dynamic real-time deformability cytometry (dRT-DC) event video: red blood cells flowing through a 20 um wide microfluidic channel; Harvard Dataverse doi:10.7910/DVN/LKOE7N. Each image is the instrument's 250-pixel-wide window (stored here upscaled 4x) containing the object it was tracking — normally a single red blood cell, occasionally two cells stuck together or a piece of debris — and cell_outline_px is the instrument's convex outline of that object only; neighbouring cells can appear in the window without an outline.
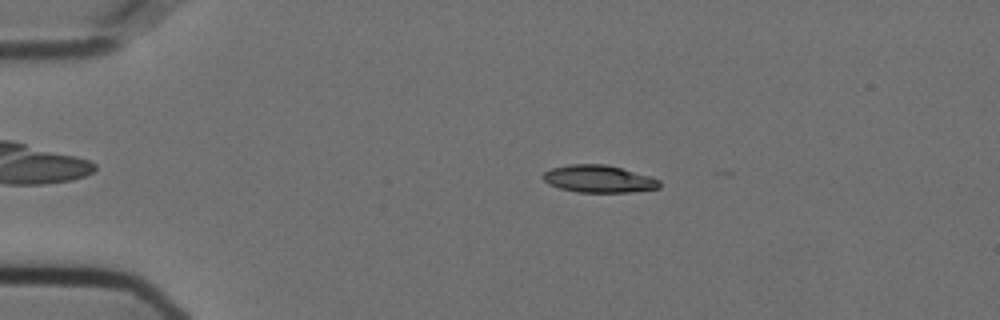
{"species": "Egyptian fruit bat (a non-hibernating species)", "species_latin": "Rousettus aegyptiacus", "temperature_condition": "cold", "stored_images_in_passage": 49, "camera_frame_rate_fps": 3000, "um_per_image_px": 0.085, "animal": {"sex": "female"}, "frame": {"image": 1, "passage_image": 11, "time_ms": 3.333, "image_size_px": [1000, 320], "cell_outline_px": [[660, 188], [628, 192], [576, 192], [560, 188], [548, 184], [540, 176], [544, 172], [552, 168], [572, 164], [604, 164], [652, 176], [660, 180]], "centroid_in_image_um": [50.89, 15.21], "position_along_channel_um": 34.1, "area_um2": 18.55}}
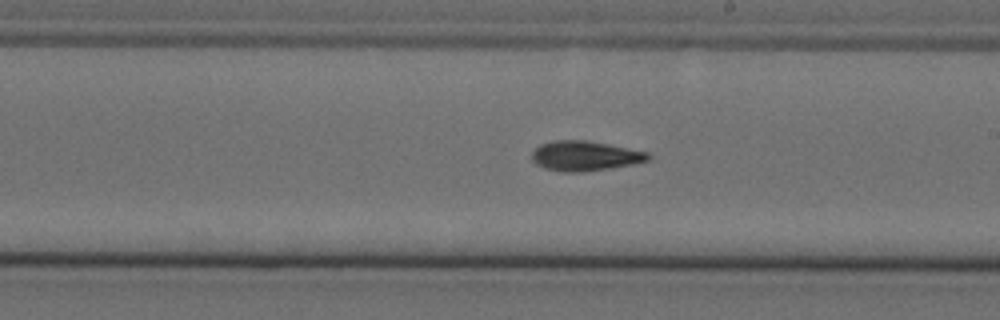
{"frame": {"image": 2, "passage_image": 32, "time_ms": 10.333, "image_size_px": [1000, 320], "cell_outline_px": [[652, 156], [648, 160], [632, 164], [608, 168], [580, 172], [564, 172], [544, 168], [536, 164], [532, 160], [532, 152], [540, 144], [552, 140], [584, 140], [608, 144], [648, 152]], "centroid_in_image_um": [49.69, 13.24], "position_along_channel_um": 239.3, "area_um2": 20.11}}
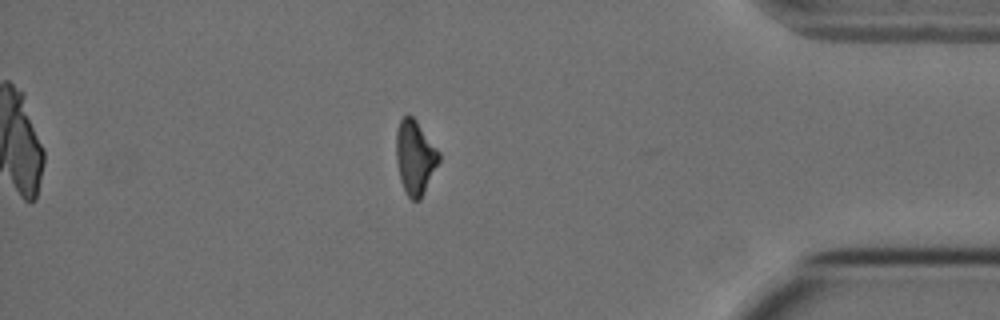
{"frame": {"image": 3, "passage_image": 48, "time_ms": 15.667, "image_size_px": [1000, 320], "cell_outline_px": [[440, 160], [420, 200], [412, 200], [408, 196], [400, 180], [396, 160], [396, 132], [400, 120], [408, 112], [416, 120], [440, 152]], "centroid_in_image_um": [35.27, 13.34], "position_along_channel_um": 399.9, "area_um2": 18.44}, "authors_computed_cell_mechanics": {"area_um2": 19.3052, "velocity_mm_per_s": 3.6174, "shape_relaxation_time_tau1_ms": 8.8885, "shape_relaxation_time_tau2_ms": 7.1256, "deformation_change_tau1": 0.1985, "deformation_change_tau2": 0.1606}}